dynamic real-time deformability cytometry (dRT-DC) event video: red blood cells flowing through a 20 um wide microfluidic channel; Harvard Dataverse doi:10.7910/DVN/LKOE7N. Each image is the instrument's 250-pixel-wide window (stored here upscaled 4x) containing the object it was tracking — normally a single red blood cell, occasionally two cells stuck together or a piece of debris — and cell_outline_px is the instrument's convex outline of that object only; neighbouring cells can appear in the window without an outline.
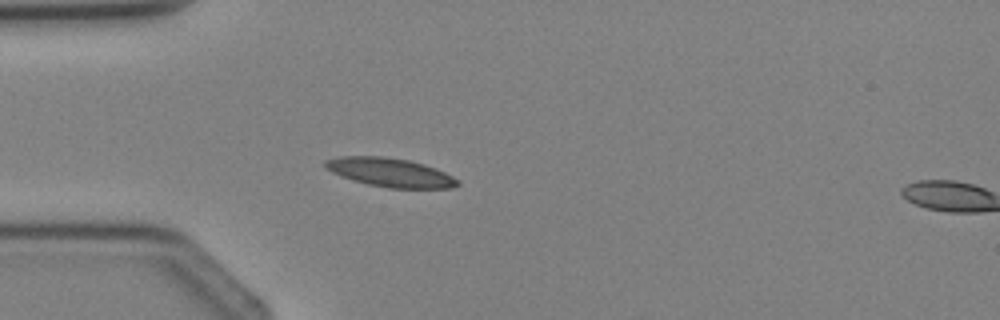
{"species": "Egyptian fruit bat (a non-hibernating species)", "species_latin": "Rousettus aegyptiacus", "temperature_condition": "cold", "stored_images_in_passage": 5, "segment_of_instrument_passage": [1, 2], "camera_frame_rate_fps": 3000, "um_per_image_px": 0.085, "animal": {"sex": "female"}, "frame": {"image": 1, "passage_image": 4, "time_ms": 3.333, "image_size_px": [1000, 320], "cell_outline_px": [[460, 184], [452, 188], [388, 188], [368, 184], [352, 180], [340, 176], [332, 172], [324, 164], [324, 160], [340, 156], [380, 156], [408, 160], [424, 164], [444, 172], [460, 180]], "centroid_in_image_um": [33.17, 14.66], "position_along_channel_um": 51.8, "area_um2": 22.14}}